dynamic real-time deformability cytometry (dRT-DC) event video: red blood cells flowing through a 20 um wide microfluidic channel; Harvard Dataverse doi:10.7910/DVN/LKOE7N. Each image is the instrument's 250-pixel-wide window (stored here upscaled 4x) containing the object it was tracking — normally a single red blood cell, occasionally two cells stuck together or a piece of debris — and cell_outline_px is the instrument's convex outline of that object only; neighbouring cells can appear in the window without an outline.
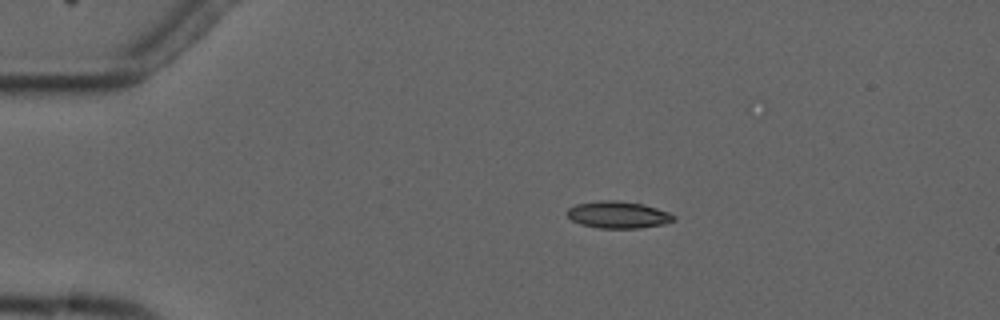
{"species": "common noctule bat (a hibernating species)", "species_latin": "Nyctalus noctula", "temperature_condition": "cold", "stored_images_in_passage": 5, "camera_frame_rate_fps": 3000, "um_per_image_px": 0.085, "animal": {"sex": "male", "forearm_length_mm": 52.5}, "frame": {"image": 1, "passage_image": 3, "time_ms": 2.333, "image_size_px": [1000, 320], "cell_outline_px": [[676, 220], [664, 224], [640, 228], [600, 228], [580, 224], [572, 220], [564, 212], [568, 208], [576, 204], [596, 200], [616, 200], [640, 204], [656, 208], [668, 212], [676, 216]], "centroid_in_image_um": [52.51, 18.25], "position_along_channel_um": 32.5, "area_um2": 16.82}}
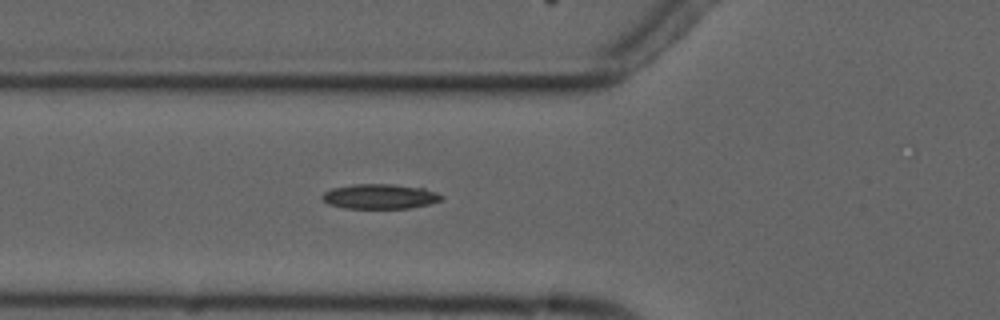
{"frame": {"image": 2, "passage_image": 5, "time_ms": 5.333, "image_size_px": [1000, 320], "cell_outline_px": [[444, 196], [440, 200], [428, 204], [408, 208], [344, 208], [328, 204], [320, 196], [324, 192], [332, 188], [352, 184], [392, 184], [424, 188], [436, 192]], "centroid_in_image_um": [32.26, 16.69], "position_along_channel_um": 93.5, "area_um2": 17.22}}